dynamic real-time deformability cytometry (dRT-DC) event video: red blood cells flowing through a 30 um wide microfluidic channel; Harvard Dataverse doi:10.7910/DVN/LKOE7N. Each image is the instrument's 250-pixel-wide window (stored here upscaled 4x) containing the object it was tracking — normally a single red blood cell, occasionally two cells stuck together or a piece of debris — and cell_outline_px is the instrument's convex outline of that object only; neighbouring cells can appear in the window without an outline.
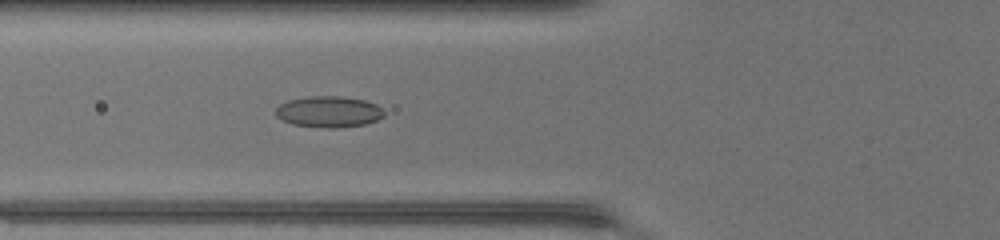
{"species": "common noctule bat (a hibernating species)", "species_latin": "Nyctalus noctula", "temperature_condition": "warm", "stored_images_in_passage": 43, "camera_frame_rate_fps": 3000, "um_per_image_px": 0.085, "animal": {"sex": "female", "body_mass_g": 17.0, "forearm_length_mm": 48.0}, "frame": {"image": 1, "passage_image": 14, "time_ms": 4.333, "image_size_px": [1000, 240], "cell_outline_px": [[384, 116], [376, 120], [364, 124], [336, 128], [328, 128], [292, 124], [276, 116], [276, 108], [280, 104], [288, 100], [308, 96], [344, 96], [364, 100], [376, 104], [384, 112]], "centroid_in_image_um": [27.94, 9.49], "position_along_channel_um": 97.9, "area_um2": 19.59}}
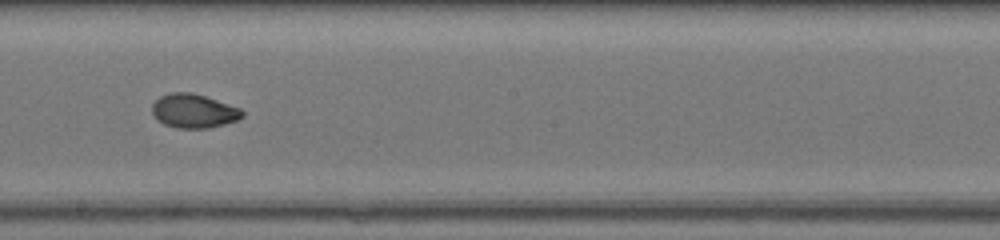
{"frame": {"image": 2, "passage_image": 23, "time_ms": 7.333, "image_size_px": [1000, 240], "cell_outline_px": [[244, 116], [236, 120], [224, 124], [208, 128], [176, 128], [164, 124], [156, 120], [152, 112], [152, 104], [160, 96], [172, 92], [192, 92], [240, 108], [244, 112]], "centroid_in_image_um": [16.44, 9.44], "position_along_channel_um": 231.8, "area_um2": 17.8}}
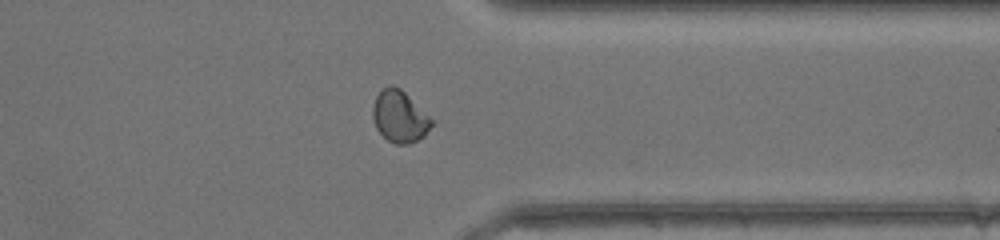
{"frame": {"image": 3, "passage_image": 33, "time_ms": 10.667, "image_size_px": [1000, 240], "cell_outline_px": [[436, 120], [424, 136], [408, 144], [396, 144], [388, 140], [376, 128], [372, 116], [372, 108], [376, 96], [388, 84], [392, 84], [400, 88]], "centroid_in_image_um": [34.0, 9.89], "position_along_channel_um": 377.4, "area_um2": 17.92}, "authors_computed_cell_mechanics": {"area_um2": 18.2648, "velocity_mm_per_s": 4.461, "shape_relaxation_time_tau1_ms": 5.0493, "shape_relaxation_time_tau2_ms": 1.3671, "deformation_change_tau1": 0.1521, "deformation_change_tau2": 0.0441}}